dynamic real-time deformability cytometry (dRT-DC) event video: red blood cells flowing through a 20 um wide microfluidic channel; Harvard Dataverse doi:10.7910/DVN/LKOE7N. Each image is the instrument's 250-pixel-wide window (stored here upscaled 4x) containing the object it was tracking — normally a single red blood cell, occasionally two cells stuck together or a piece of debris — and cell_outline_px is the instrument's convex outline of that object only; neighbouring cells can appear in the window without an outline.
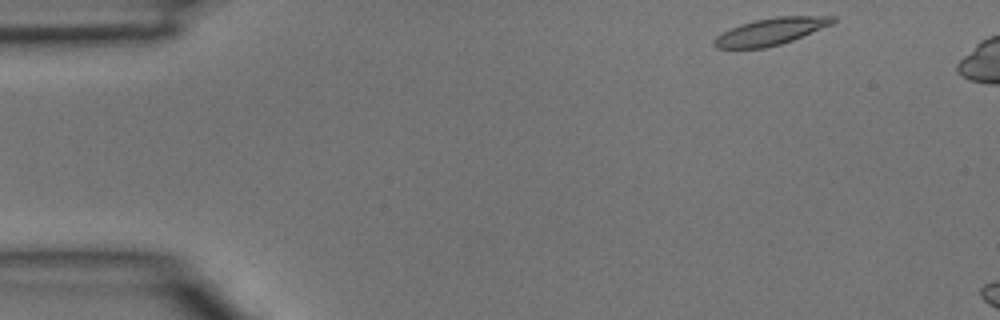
{"species": "common noctule bat (a hibernating species)", "species_latin": "Nyctalus noctula", "temperature_condition": "room temperature", "stored_images_in_passage": 8, "camera_frame_rate_fps": 3000, "um_per_image_px": 0.085, "animal": {"sex": "male", "body_mass_g": 15.6}, "frame": {"image": 1, "passage_image": 1, "time_ms": 0.0, "image_size_px": [1000, 320], "cell_outline_px": [[836, 20], [832, 24], [792, 40], [780, 44], [764, 48], [716, 48], [712, 44], [712, 40], [716, 36], [740, 24], [756, 20], [776, 16], [836, 16]], "centroid_in_image_um": [65.5, 2.67], "position_along_channel_um": 19.5, "area_um2": 18.44}}